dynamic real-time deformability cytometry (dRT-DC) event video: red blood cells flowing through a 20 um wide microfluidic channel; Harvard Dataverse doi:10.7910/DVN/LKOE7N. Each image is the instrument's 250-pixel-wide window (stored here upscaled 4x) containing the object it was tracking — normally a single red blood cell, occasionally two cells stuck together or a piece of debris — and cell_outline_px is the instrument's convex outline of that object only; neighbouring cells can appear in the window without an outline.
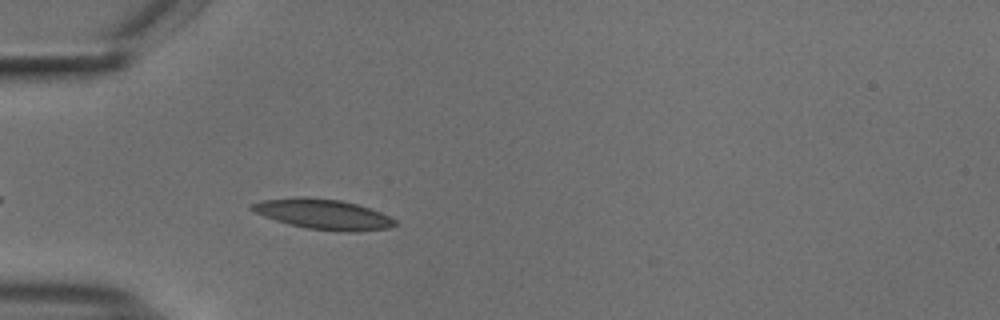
{"species": "common noctule bat (a hibernating species)", "species_latin": "Nyctalus noctula", "temperature_condition": "cold", "stored_images_in_passage": 39, "camera_frame_rate_fps": 3000, "um_per_image_px": 0.085, "animal": {"sex": "male", "body_mass_g": 18.8}, "frame": {"image": 1, "passage_image": 5, "time_ms": 1.333, "image_size_px": [1000, 320], "cell_outline_px": [[396, 224], [388, 228], [352, 232], [340, 232], [308, 228], [288, 224], [264, 216], [248, 208], [252, 204], [264, 200], [300, 196], [340, 200], [356, 204], [380, 212], [396, 220]], "centroid_in_image_um": [27.47, 18.21], "position_along_channel_um": 57.5, "area_um2": 24.91}}
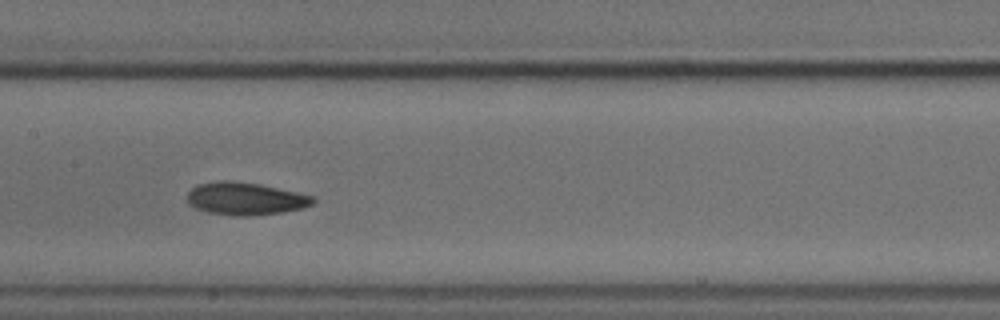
{"frame": {"image": 2, "passage_image": 16, "time_ms": 5.0, "image_size_px": [1000, 320], "cell_outline_px": [[316, 200], [312, 204], [300, 208], [280, 212], [252, 216], [236, 216], [208, 212], [196, 208], [188, 204], [188, 192], [196, 184], [220, 180], [228, 180], [260, 184], [316, 196]], "centroid_in_image_um": [20.85, 16.88], "position_along_channel_um": 186.6, "area_um2": 23.93}}
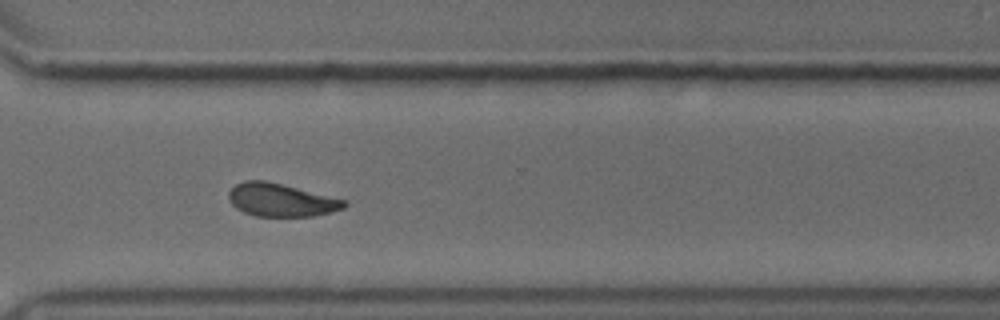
{"frame": {"image": 3, "passage_image": 29, "time_ms": 9.333, "image_size_px": [1000, 320], "cell_outline_px": [[348, 204], [344, 208], [312, 216], [256, 216], [244, 212], [236, 208], [228, 200], [228, 192], [236, 184], [244, 180], [268, 180], [348, 200]], "centroid_in_image_um": [23.89, 16.98], "position_along_channel_um": 346.7, "area_um2": 22.43}, "authors_computed_cell_mechanics": {"area_um2": 22.7154, "velocity_mm_per_s": 3.7024, "shape_relaxation_time_tau1_ms": 2.8247, "shape_relaxation_time_tau2_ms": 2.7095, "deformation_change_tau1": 0.1051, "deformation_change_tau2": 0.0805}}